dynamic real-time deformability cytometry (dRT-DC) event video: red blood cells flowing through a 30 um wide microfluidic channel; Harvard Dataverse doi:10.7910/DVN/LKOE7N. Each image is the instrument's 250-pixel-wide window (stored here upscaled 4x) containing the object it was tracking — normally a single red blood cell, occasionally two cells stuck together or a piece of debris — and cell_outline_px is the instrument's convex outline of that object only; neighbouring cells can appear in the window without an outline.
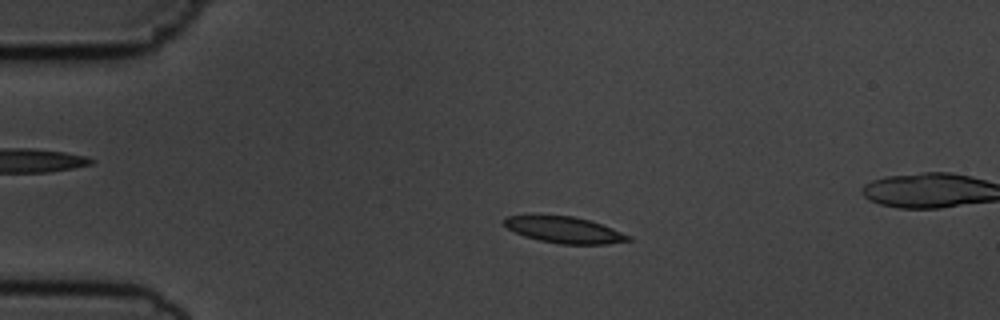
{"species": "common noctule bat (a hibernating species)", "species_latin": "Nyctalus noctula", "temperature_condition": "cold", "stored_images_in_passage": 56, "camera_frame_rate_fps": 3000, "um_per_image_px": 0.085, "animal": {"sex": "male", "body_mass_g": 19.5, "forearm_length_mm": 54.6}, "frame": {"image": 1, "passage_image": 12, "time_ms": 3.667, "image_size_px": [1000, 320], "cell_outline_px": [[632, 240], [608, 244], [560, 244], [540, 240], [524, 236], [508, 228], [504, 224], [504, 216], [528, 212], [532, 212], [572, 216], [588, 220], [612, 228], [632, 236]], "centroid_in_image_um": [47.88, 19.48], "position_along_channel_um": 37.1, "area_um2": 19.77}}
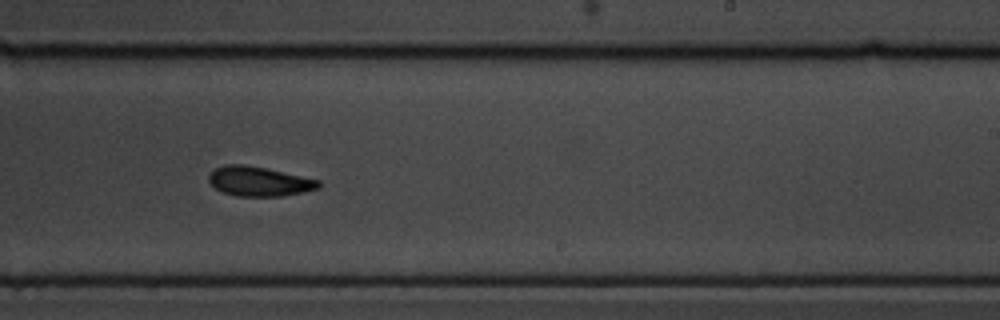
{"frame": {"image": 2, "passage_image": 34, "time_ms": 11.0, "image_size_px": [1000, 320], "cell_outline_px": [[324, 184], [320, 188], [304, 192], [280, 196], [236, 196], [220, 192], [208, 180], [208, 176], [216, 168], [224, 164], [244, 164], [264, 168], [320, 180]], "centroid_in_image_um": [22.04, 15.42], "position_along_channel_um": 267.0, "area_um2": 18.96}}
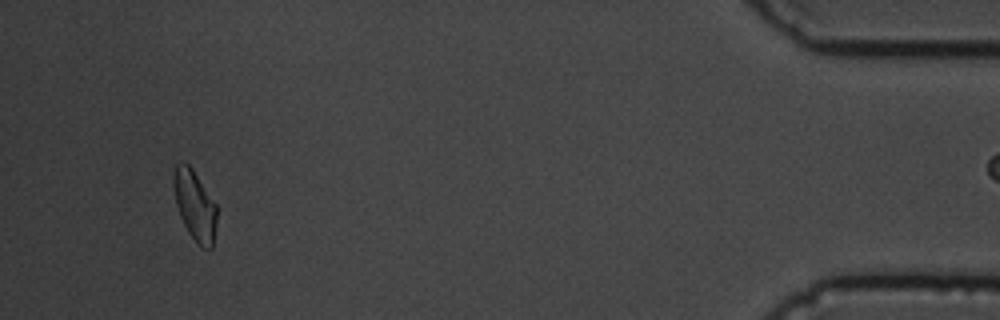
{"frame": {"image": 3, "passage_image": 52, "time_ms": 17.0, "image_size_px": [1000, 320], "cell_outline_px": [[216, 228], [212, 248], [200, 248], [188, 232], [180, 216], [176, 204], [172, 180], [172, 176], [176, 164], [180, 160], [184, 160], [192, 168], [216, 204]], "centroid_in_image_um": [16.54, 17.43], "position_along_channel_um": 418.7, "area_um2": 17.8}, "authors_computed_cell_mechanics": {"area_um2": 18.6983, "velocity_mm_per_s": 3.6594, "shape_relaxation_time_tau1_ms": 5.6674, "shape_relaxation_time_tau2_ms": 9.0081, "deformation_change_tau1": 0.1555, "deformation_change_tau2": 0.1511}}